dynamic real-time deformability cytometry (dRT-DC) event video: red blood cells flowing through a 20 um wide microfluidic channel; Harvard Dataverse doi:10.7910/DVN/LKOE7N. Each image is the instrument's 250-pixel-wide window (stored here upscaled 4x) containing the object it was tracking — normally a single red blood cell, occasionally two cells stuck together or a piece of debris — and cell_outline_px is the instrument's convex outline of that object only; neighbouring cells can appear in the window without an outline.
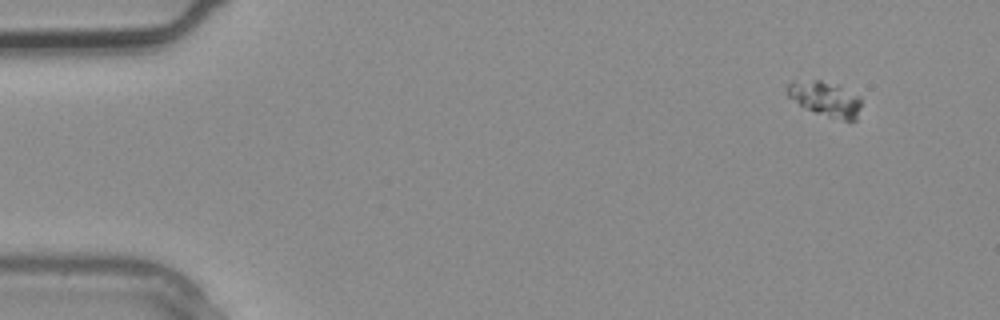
{"species": "common noctule bat (a hibernating species)", "species_latin": "Nyctalus noctula", "temperature_condition": "warm", "stored_images_in_passage": 2, "camera_frame_rate_fps": 3000, "um_per_image_px": 0.085, "animal": {"sex": "male", "body_mass_g": 20.4}, "frame": {"image": 1, "passage_image": 1, "time_ms": 0.0, "image_size_px": [1000, 320], "cell_outline_px": [[860, 104], [856, 120], [844, 120], [828, 116], [816, 112], [800, 104], [788, 96], [788, 84], [792, 80], [820, 80], [840, 84], [860, 96]], "centroid_in_image_um": [70.19, 8.36], "position_along_channel_um": 14.8, "area_um2": 14.91}}